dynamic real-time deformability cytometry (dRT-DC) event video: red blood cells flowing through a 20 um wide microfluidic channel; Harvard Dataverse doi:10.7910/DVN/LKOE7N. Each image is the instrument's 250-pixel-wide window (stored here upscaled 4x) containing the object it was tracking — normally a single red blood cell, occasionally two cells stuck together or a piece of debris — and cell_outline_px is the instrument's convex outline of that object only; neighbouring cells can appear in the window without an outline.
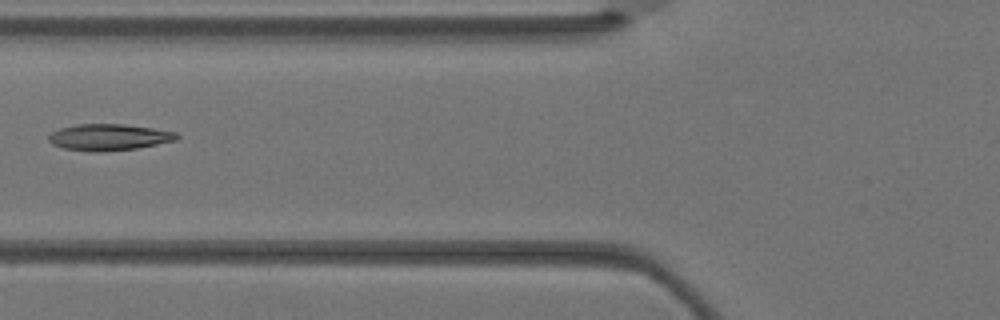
{"species": "Egyptian fruit bat (a non-hibernating species)", "species_latin": "Rousettus aegyptiacus", "temperature_condition": "warm", "stored_images_in_passage": 4, "camera_frame_rate_fps": 3000, "um_per_image_px": 0.085, "animal": {"sex": "female"}, "frame": {"image": 1, "passage_image": 4, "time_ms": 1.0, "image_size_px": [1000, 320], "cell_outline_px": [[180, 136], [176, 140], [136, 148], [104, 152], [92, 152], [64, 148], [52, 144], [48, 140], [48, 136], [52, 132], [60, 128], [76, 124], [124, 124], [152, 128], [176, 132]], "centroid_in_image_um": [9.24, 11.66], "position_along_channel_um": 116.6, "area_um2": 19.71}}